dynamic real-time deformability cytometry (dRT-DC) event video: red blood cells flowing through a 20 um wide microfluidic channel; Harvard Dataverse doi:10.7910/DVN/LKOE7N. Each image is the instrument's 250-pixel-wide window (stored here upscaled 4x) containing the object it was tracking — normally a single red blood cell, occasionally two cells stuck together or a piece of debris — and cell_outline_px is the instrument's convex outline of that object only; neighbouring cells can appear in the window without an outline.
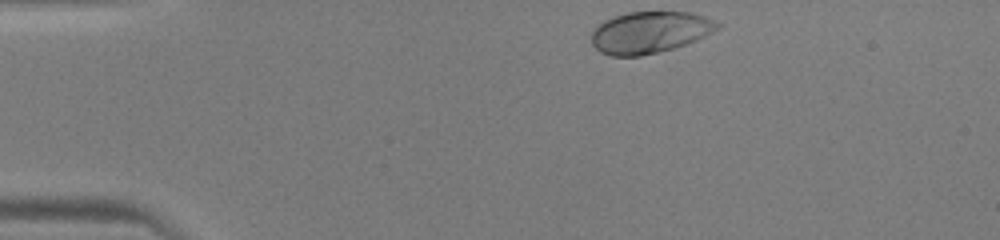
{"species": "human", "species_latin": "Homo sapiens", "temperature_condition": "warm", "stored_images_in_passage": 32, "camera_frame_rate_fps": 3000, "um_per_image_px": 0.085, "donor": {"sex": "male"}, "frame": {"image": 1, "passage_image": 1, "time_ms": 0.0, "image_size_px": [1000, 240], "cell_outline_px": [[720, 28], [696, 40], [660, 52], [640, 56], [612, 56], [600, 52], [592, 44], [592, 32], [604, 20], [628, 12], [692, 12], [704, 16], [720, 24]], "centroid_in_image_um": [55.23, 2.75], "position_along_channel_um": 29.8, "area_um2": 30.35}}
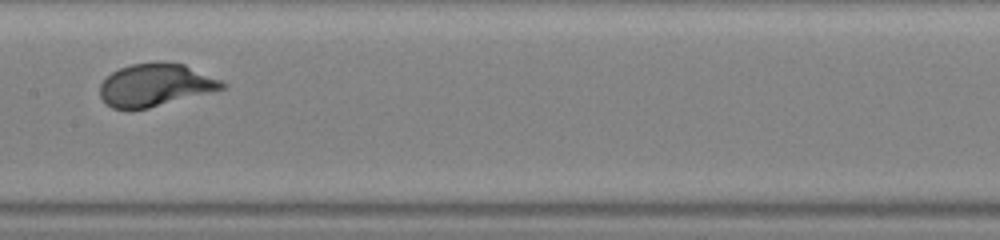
{"frame": {"image": 2, "passage_image": 17, "time_ms": 5.333, "image_size_px": [1000, 240], "cell_outline_px": [[228, 88], [148, 108], [128, 112], [112, 108], [100, 96], [100, 84], [112, 72], [120, 68], [132, 64], [156, 60], [164, 60], [184, 64], [220, 80], [228, 84]], "centroid_in_image_um": [13.21, 7.23], "position_along_channel_um": 194.2, "area_um2": 30.92}}
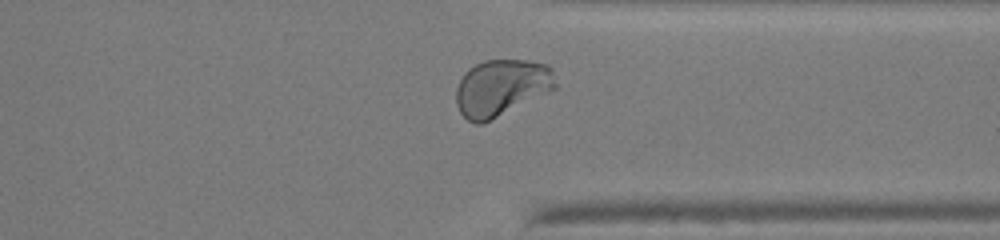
{"frame": {"image": 3, "passage_image": 29, "time_ms": 9.333, "image_size_px": [1000, 240], "cell_outline_px": [[556, 88], [484, 124], [476, 124], [468, 120], [460, 112], [456, 104], [456, 88], [464, 72], [468, 68], [484, 60], [528, 60], [548, 64], [552, 68], [556, 84]], "centroid_in_image_um": [42.61, 7.45], "position_along_channel_um": 368.8, "area_um2": 33.0}}